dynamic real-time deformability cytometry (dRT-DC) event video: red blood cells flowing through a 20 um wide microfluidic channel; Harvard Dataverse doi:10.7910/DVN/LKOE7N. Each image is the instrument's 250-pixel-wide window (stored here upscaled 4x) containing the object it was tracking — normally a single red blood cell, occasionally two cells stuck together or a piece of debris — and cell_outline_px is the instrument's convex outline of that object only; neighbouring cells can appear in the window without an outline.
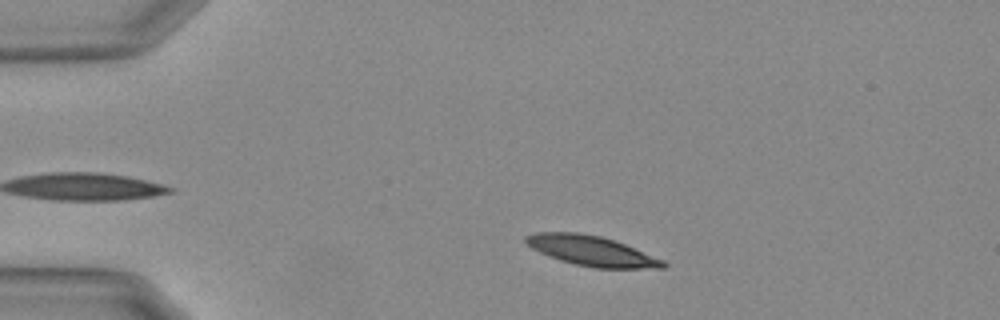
{"species": "Egyptian fruit bat (a non-hibernating species)", "species_latin": "Rousettus aegyptiacus", "temperature_condition": "warm", "stored_images_in_passage": 44, "camera_frame_rate_fps": 3000, "um_per_image_px": 0.085, "animal": {"sex": "female"}, "frame": {"image": 1, "passage_image": 7, "time_ms": 2.0, "image_size_px": [1000, 320], "cell_outline_px": [[668, 264], [664, 268], [596, 268], [576, 264], [560, 260], [540, 252], [532, 248], [524, 240], [524, 236], [536, 232], [580, 232], [600, 236], [624, 244], [664, 260]], "centroid_in_image_um": [50.28, 21.32], "position_along_channel_um": 34.7, "area_um2": 23.76}}
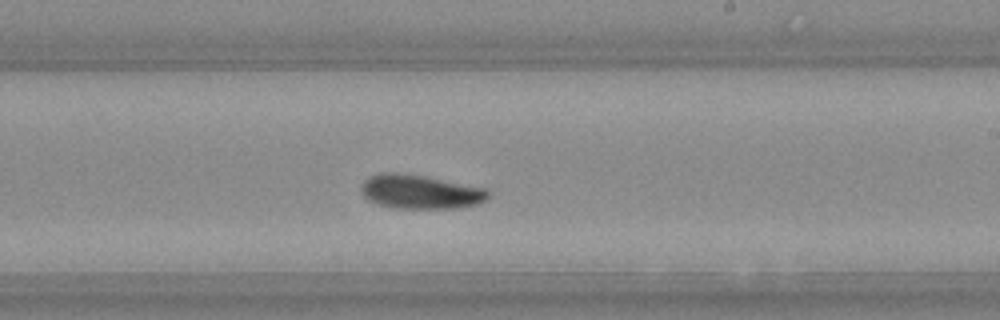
{"frame": {"image": 2, "passage_image": 29, "time_ms": 9.333, "image_size_px": [1000, 320], "cell_outline_px": [[488, 196], [480, 204], [456, 208], [392, 208], [376, 204], [368, 200], [364, 196], [360, 188], [364, 180], [368, 176], [380, 172], [396, 172], [424, 176], [484, 188], [488, 192]], "centroid_in_image_um": [35.65, 16.3], "position_along_channel_um": 253.3, "area_um2": 25.2}}
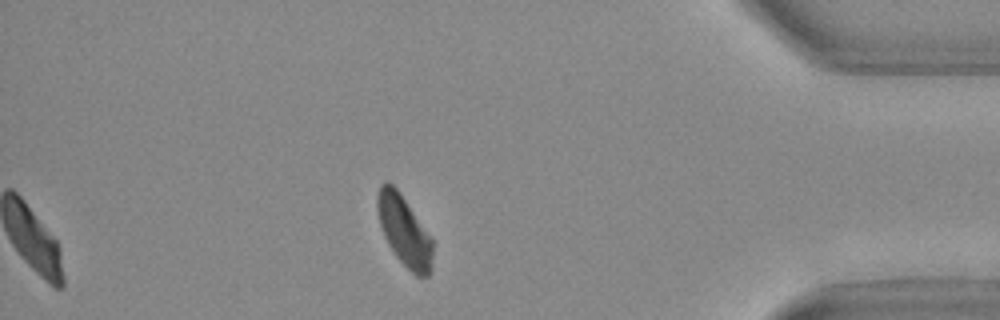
{"frame": {"image": 3, "passage_image": 44, "time_ms": 14.333, "image_size_px": [1000, 320], "cell_outline_px": [[432, 272], [428, 276], [416, 276], [396, 256], [388, 244], [384, 236], [380, 224], [376, 208], [376, 200], [380, 184], [388, 180], [396, 188], [432, 240]], "centroid_in_image_um": [34.33, 19.63], "position_along_channel_um": 400.9, "area_um2": 22.2}, "authors_computed_cell_mechanics": {"area_um2": 24.1604, "velocity_mm_per_s": 3.667, "shape_relaxation_time_tau1_ms": 3.3477, "shape_relaxation_time_tau2_ms": 9.1614, "deformation_change_tau1": 0.1169, "deformation_change_tau2": 0.1576}}